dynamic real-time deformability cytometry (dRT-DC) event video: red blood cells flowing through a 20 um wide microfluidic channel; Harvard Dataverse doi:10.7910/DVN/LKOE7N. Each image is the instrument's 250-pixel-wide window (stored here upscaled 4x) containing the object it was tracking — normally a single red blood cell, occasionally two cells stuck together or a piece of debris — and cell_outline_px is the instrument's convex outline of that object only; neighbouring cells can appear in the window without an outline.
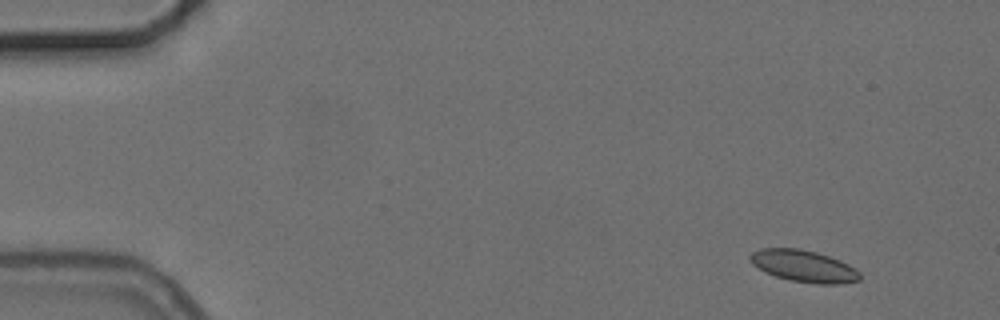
{"species": "common noctule bat (a hibernating species)", "species_latin": "Nyctalus noctula", "temperature_condition": "cold", "stored_images_in_passage": 4, "camera_frame_rate_fps": 3000, "um_per_image_px": 0.085, "animal": {"sex": "female", "body_mass_g": 24.6, "forearm_length_mm": 56.2}, "frame": {"image": 1, "passage_image": 1, "time_ms": 0.0, "image_size_px": [1000, 320], "cell_outline_px": [[860, 280], [836, 284], [816, 284], [788, 280], [764, 272], [752, 264], [748, 256], [752, 252], [760, 248], [796, 248], [816, 252], [840, 260], [848, 264], [860, 272]], "centroid_in_image_um": [68.29, 22.62], "position_along_channel_um": 16.7, "area_um2": 20.4}}
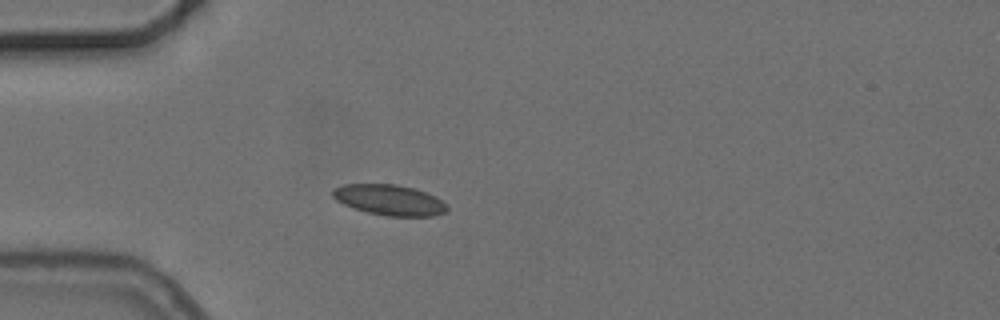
{"frame": {"image": 2, "passage_image": 4, "time_ms": 3.667, "image_size_px": [1000, 320], "cell_outline_px": [[448, 208], [444, 212], [432, 216], [388, 216], [368, 212], [352, 208], [336, 200], [332, 196], [332, 188], [344, 184], [396, 184], [416, 188], [436, 196], [448, 204]], "centroid_in_image_um": [33.1, 16.98], "position_along_channel_um": 51.9, "area_um2": 20.58}}